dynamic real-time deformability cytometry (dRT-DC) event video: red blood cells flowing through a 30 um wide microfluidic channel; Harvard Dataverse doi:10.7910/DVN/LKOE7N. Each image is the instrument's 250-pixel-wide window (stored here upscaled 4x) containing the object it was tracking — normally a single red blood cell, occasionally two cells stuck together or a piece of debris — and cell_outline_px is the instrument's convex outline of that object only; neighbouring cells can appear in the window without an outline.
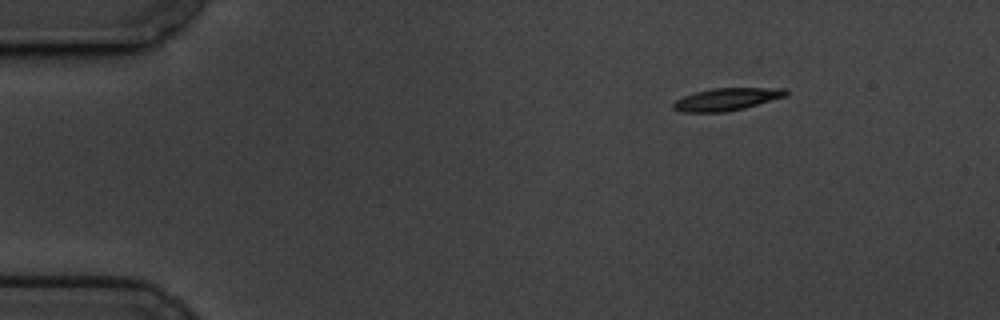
{"species": "common noctule bat (a hibernating species)", "species_latin": "Nyctalus noctula", "temperature_condition": "cold", "stored_images_in_passage": 4, "camera_frame_rate_fps": 3000, "um_per_image_px": 0.085, "animal": {"sex": "male", "body_mass_g": 19.5, "forearm_length_mm": 54.6}, "frame": {"image": 1, "passage_image": 1, "time_ms": 0.0, "image_size_px": [1000, 320], "cell_outline_px": [[788, 96], [744, 108], [724, 112], [684, 112], [672, 108], [672, 104], [676, 100], [684, 96], [696, 92], [712, 88], [788, 88]], "centroid_in_image_um": [61.81, 8.43], "position_along_channel_um": 23.2, "area_um2": 14.74}}
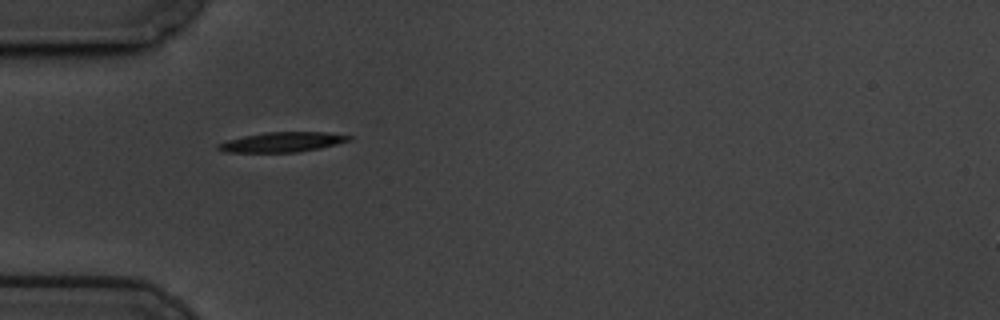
{"frame": {"image": 2, "passage_image": 3, "time_ms": 0.667, "image_size_px": [1000, 320], "cell_outline_px": [[352, 140], [320, 148], [296, 152], [224, 152], [216, 148], [216, 144], [228, 140], [244, 136], [264, 132], [328, 132], [352, 136]], "centroid_in_image_um": [23.99, 12.07], "position_along_channel_um": 61.0, "area_um2": 15.14}}
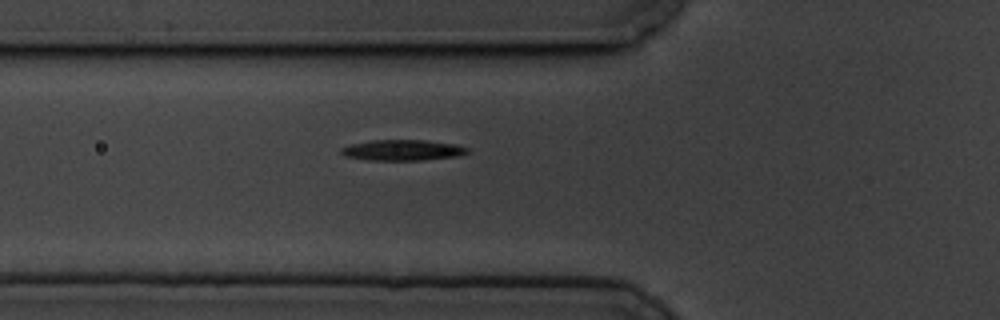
{"frame": {"image": 3, "passage_image": 4, "time_ms": 1.0, "image_size_px": [1000, 320], "cell_outline_px": [[472, 152], [460, 156], [424, 160], [368, 160], [344, 156], [340, 152], [340, 148], [352, 144], [372, 140], [424, 140], [456, 144], [472, 148]], "centroid_in_image_um": [34.31, 12.76], "position_along_channel_um": 91.5, "area_um2": 15.55}}